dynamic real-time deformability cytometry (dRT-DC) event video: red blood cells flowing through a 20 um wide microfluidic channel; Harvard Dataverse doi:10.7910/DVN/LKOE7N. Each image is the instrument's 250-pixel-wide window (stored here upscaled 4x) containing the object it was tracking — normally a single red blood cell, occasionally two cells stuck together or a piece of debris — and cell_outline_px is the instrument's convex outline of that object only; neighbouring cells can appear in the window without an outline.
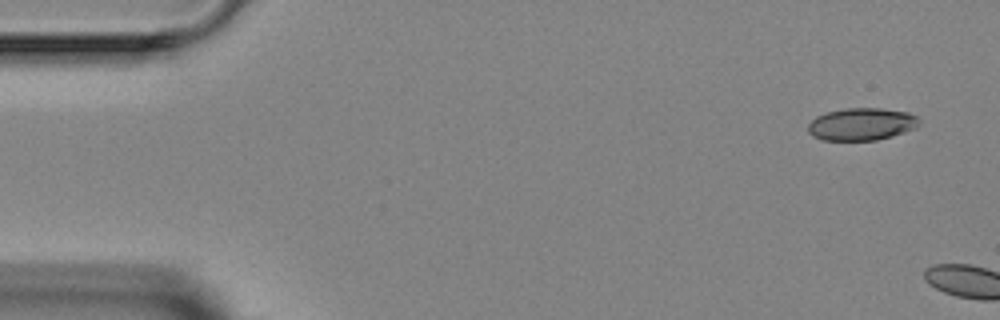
{"species": "Egyptian fruit bat (a non-hibernating species)", "species_latin": "Rousettus aegyptiacus", "temperature_condition": "room temperature", "stored_images_in_passage": 2, "camera_frame_rate_fps": 3000, "um_per_image_px": 0.085, "animal": {"sex": "female"}, "frame": {"image": 1, "passage_image": 1, "time_ms": 0.0, "image_size_px": [1000, 320], "cell_outline_px": [[920, 124], [916, 128], [892, 136], [876, 140], [824, 140], [812, 136], [808, 132], [808, 124], [816, 116], [828, 112], [844, 108], [880, 108], [908, 112], [916, 116]], "centroid_in_image_um": [73.23, 10.55], "position_along_channel_um": 11.8, "area_um2": 20.98}}